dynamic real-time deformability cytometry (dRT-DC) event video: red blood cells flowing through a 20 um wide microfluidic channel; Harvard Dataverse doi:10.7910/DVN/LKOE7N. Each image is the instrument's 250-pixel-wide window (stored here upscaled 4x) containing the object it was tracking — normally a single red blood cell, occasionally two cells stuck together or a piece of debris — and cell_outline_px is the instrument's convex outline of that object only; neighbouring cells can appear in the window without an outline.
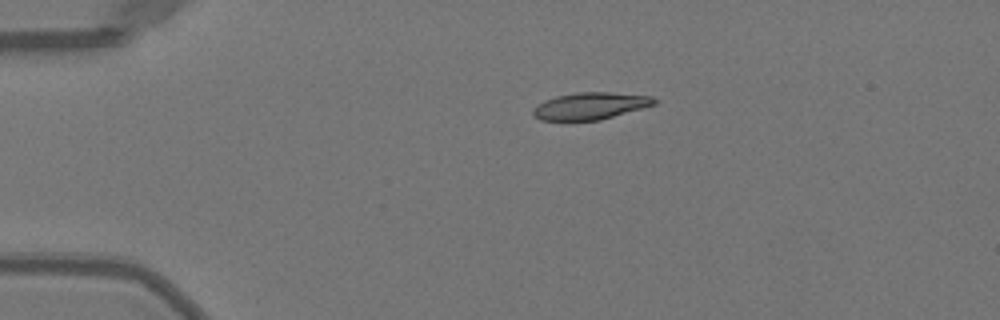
{"species": "Egyptian fruit bat (a non-hibernating species)", "species_latin": "Rousettus aegyptiacus", "temperature_condition": "warm", "stored_images_in_passage": 30, "camera_frame_rate_fps": 3000, "um_per_image_px": 0.085, "animal": {"sex": "female"}, "frame": {"image": 1, "passage_image": 1, "time_ms": 0.0, "image_size_px": [1000, 320], "cell_outline_px": [[660, 100], [656, 104], [644, 108], [600, 120], [540, 120], [532, 116], [532, 108], [544, 100], [556, 96], [576, 92], [612, 92], [652, 96]], "centroid_in_image_um": [50.2, 9.0], "position_along_channel_um": 34.8, "area_um2": 19.36}}
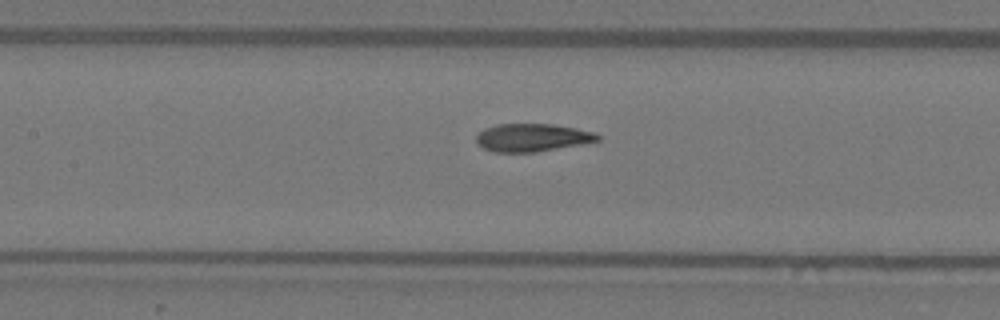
{"frame": {"image": 2, "passage_image": 14, "time_ms": 4.333, "image_size_px": [1000, 320], "cell_outline_px": [[600, 140], [584, 144], [536, 152], [496, 152], [484, 148], [476, 144], [476, 136], [484, 128], [496, 124], [552, 124], [576, 128], [596, 132], [600, 136]], "centroid_in_image_um": [45.26, 11.69], "position_along_channel_um": 162.1, "area_um2": 19.88}}
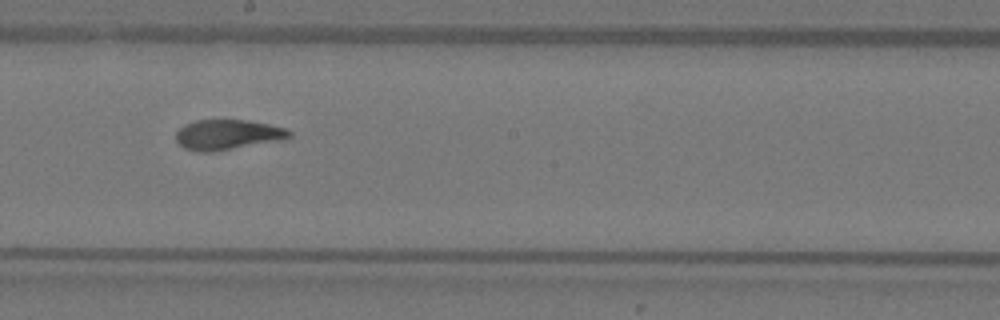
{"frame": {"image": 3, "passage_image": 19, "time_ms": 6.0, "image_size_px": [1000, 320], "cell_outline_px": [[292, 136], [288, 140], [216, 152], [200, 152], [184, 148], [176, 140], [176, 132], [184, 124], [196, 120], [248, 120], [288, 128], [292, 132]], "centroid_in_image_um": [19.43, 11.46], "position_along_channel_um": 228.8, "area_um2": 20.52}, "authors_computed_cell_mechanics": {"area_um2": 20.3745, "velocity_mm_per_s": 4.0266, "shape_relaxation_time_tau1_ms": 5.2628, "shape_relaxation_time_tau2_ms": 1.4786, "deformation_change_tau1": 0.1915, "deformation_change_tau2": 0.0613}}